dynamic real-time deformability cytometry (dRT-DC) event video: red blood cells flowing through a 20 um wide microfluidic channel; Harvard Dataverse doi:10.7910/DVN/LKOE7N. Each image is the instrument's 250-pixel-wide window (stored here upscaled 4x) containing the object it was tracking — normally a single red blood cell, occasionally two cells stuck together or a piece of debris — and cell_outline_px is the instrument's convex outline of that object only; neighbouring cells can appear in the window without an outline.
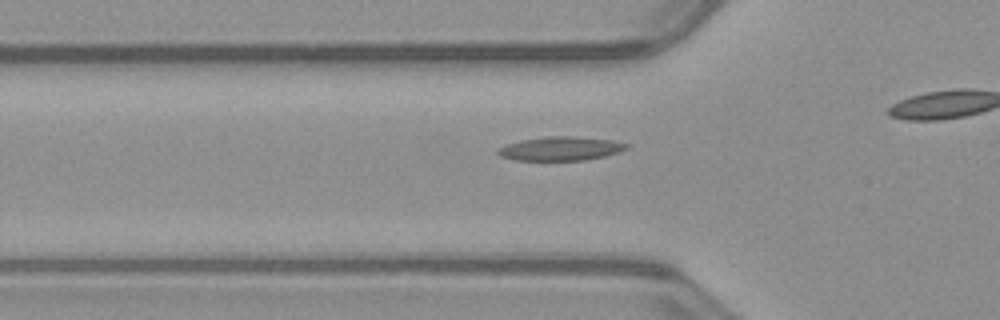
{"species": "common noctule bat (a hibernating species)", "species_latin": "Nyctalus noctula", "temperature_condition": "warm", "stored_images_in_passage": 35, "camera_frame_rate_fps": 3000, "um_per_image_px": 0.085, "animal": {"sex": "male", "body_mass_g": 23.1, "forearm_length_mm": 52.7}, "frame": {"image": 1, "passage_image": 11, "time_ms": 3.333, "image_size_px": [1000, 320], "cell_outline_px": [[628, 148], [620, 152], [604, 156], [584, 160], [516, 160], [500, 156], [496, 152], [496, 148], [520, 140], [544, 136], [576, 136], [612, 140], [628, 144]], "centroid_in_image_um": [47.64, 12.62], "position_along_channel_um": 78.2, "area_um2": 17.98}}
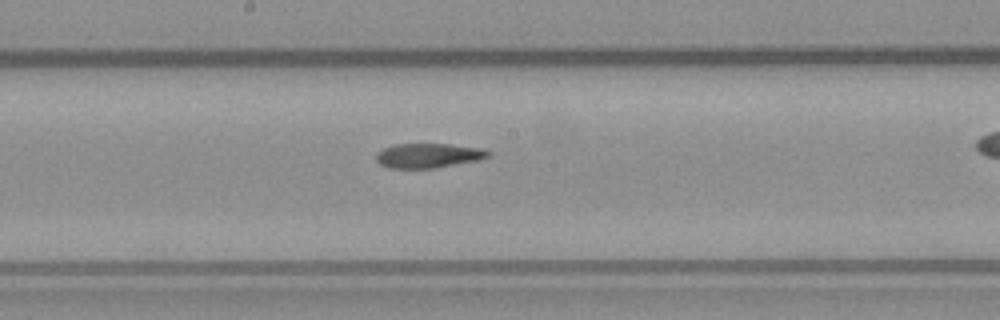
{"frame": {"image": 2, "passage_image": 21, "time_ms": 6.667, "image_size_px": [1000, 320], "cell_outline_px": [[492, 152], [488, 156], [480, 160], [432, 168], [388, 168], [380, 164], [376, 160], [376, 152], [392, 144], [448, 144], [480, 148]], "centroid_in_image_um": [36.37, 13.22], "position_along_channel_um": 211.8, "area_um2": 16.01}}
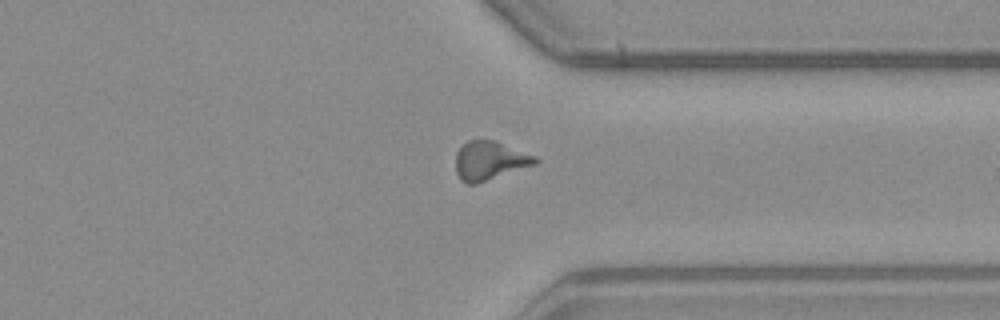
{"frame": {"image": 3, "passage_image": 33, "time_ms": 10.667, "image_size_px": [1000, 320], "cell_outline_px": [[540, 160], [536, 164], [476, 184], [464, 184], [460, 180], [456, 172], [456, 152], [468, 140], [496, 140], [536, 156]], "centroid_in_image_um": [41.62, 13.66], "position_along_channel_um": 369.8, "area_um2": 18.09}}